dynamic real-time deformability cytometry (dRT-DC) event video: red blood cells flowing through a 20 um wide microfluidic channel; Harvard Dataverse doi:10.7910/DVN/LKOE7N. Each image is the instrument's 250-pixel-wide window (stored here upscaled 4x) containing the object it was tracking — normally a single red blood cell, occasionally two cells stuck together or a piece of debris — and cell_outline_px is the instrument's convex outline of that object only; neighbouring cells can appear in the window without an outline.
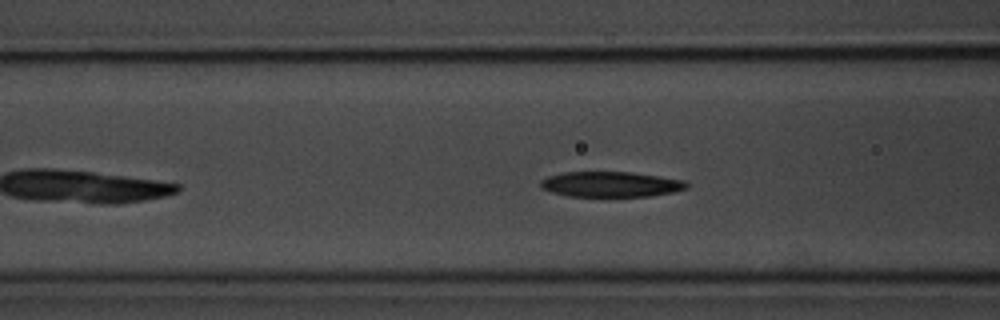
{"species": "common noctule bat (a hibernating species)", "species_latin": "Nyctalus noctula", "temperature_condition": "room temperature", "stored_images_in_passage": 37, "camera_frame_rate_fps": 3000, "um_per_image_px": 0.085, "animal": {"sex": "male", "body_mass_g": 20.1, "forearm_length_mm": 53.5}, "frame": {"image": 1, "passage_image": 10, "time_ms": 3.0, "image_size_px": [1000, 320], "cell_outline_px": [[688, 188], [672, 192], [648, 196], [568, 196], [552, 192], [540, 188], [540, 180], [548, 176], [564, 172], [632, 172], [684, 180], [688, 184]], "centroid_in_image_um": [51.89, 15.66], "position_along_channel_um": 114.7, "area_um2": 21.5}}
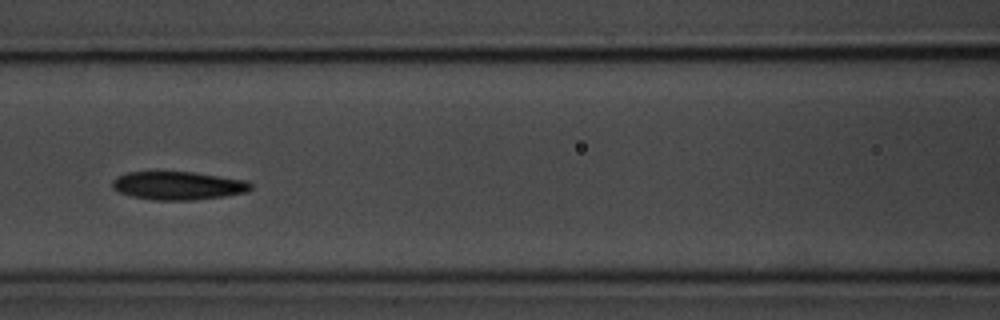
{"frame": {"image": 2, "passage_image": 13, "time_ms": 4.0, "image_size_px": [1000, 320], "cell_outline_px": [[252, 188], [248, 192], [224, 196], [196, 200], [156, 200], [132, 196], [120, 192], [112, 188], [112, 180], [116, 176], [128, 172], [192, 172], [248, 180], [252, 184]], "centroid_in_image_um": [15.17, 15.78], "position_along_channel_um": 151.4, "area_um2": 22.89}}
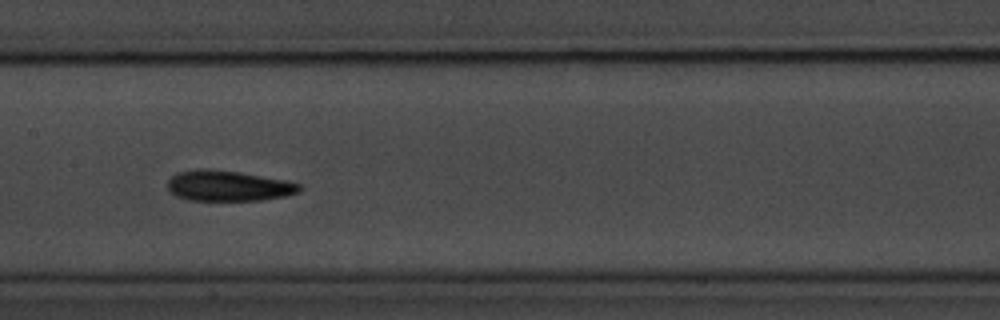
{"frame": {"image": 3, "passage_image": 16, "time_ms": 5.0, "image_size_px": [1000, 320], "cell_outline_px": [[304, 188], [300, 192], [288, 196], [260, 200], [188, 200], [176, 196], [168, 188], [168, 180], [176, 172], [196, 168], [200, 168], [240, 172], [284, 180], [300, 184]], "centroid_in_image_um": [19.42, 15.79], "position_along_channel_um": 188.0, "area_um2": 23.58}, "authors_computed_cell_mechanics": {"area_um2": 22.6576, "velocity_mm_per_s": 3.6525, "shape_relaxation_time_tau1_ms": 2.8854, "shape_relaxation_time_tau2_ms": 2.9713, "deformation_change_tau1": 0.1363, "deformation_change_tau2": 0.1016}}